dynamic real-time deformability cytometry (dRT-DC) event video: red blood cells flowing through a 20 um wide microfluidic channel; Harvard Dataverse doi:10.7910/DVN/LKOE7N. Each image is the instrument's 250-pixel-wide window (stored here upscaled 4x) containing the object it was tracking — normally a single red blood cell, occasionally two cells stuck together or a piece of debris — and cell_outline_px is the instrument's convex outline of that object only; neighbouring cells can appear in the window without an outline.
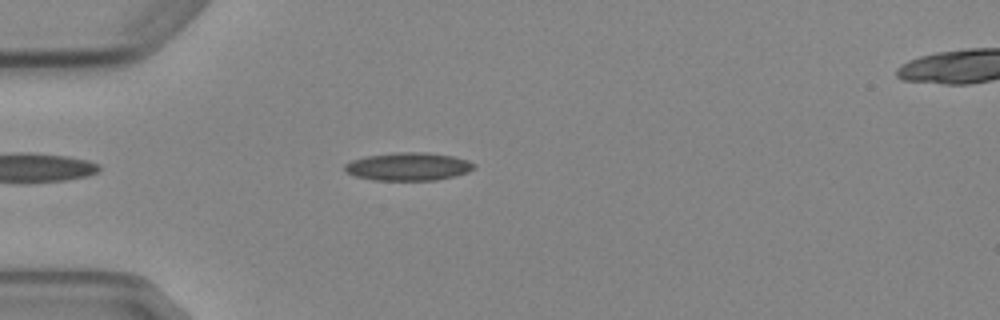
{"species": "Egyptian fruit bat (a non-hibernating species)", "species_latin": "Rousettus aegyptiacus", "temperature_condition": "cold", "stored_images_in_passage": 5, "camera_frame_rate_fps": 3000, "um_per_image_px": 0.085, "animal": {"sex": "female"}, "frame": {"image": 1, "passage_image": 4, "time_ms": 4.667, "image_size_px": [1000, 320], "cell_outline_px": [[476, 168], [468, 172], [436, 180], [376, 180], [356, 176], [348, 172], [344, 168], [344, 164], [352, 160], [364, 156], [396, 152], [424, 152], [452, 156], [468, 160], [476, 164]], "centroid_in_image_um": [34.72, 14.15], "position_along_channel_um": 50.3, "area_um2": 21.04}}